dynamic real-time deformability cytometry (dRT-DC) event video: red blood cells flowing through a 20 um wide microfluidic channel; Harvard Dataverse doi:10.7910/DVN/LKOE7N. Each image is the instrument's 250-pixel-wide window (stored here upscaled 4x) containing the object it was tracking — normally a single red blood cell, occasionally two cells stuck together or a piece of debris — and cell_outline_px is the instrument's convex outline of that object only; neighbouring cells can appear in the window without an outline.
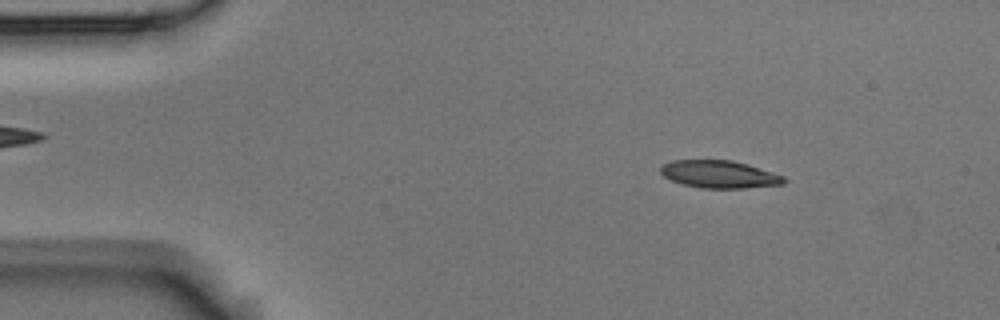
{"species": "Egyptian fruit bat (a non-hibernating species)", "species_latin": "Rousettus aegyptiacus", "temperature_condition": "room temperature", "stored_images_in_passage": 4, "camera_frame_rate_fps": 3000, "um_per_image_px": 0.085, "animal": {"sex": "male"}, "frame": {"image": 1, "passage_image": 2, "time_ms": 0.333, "image_size_px": [1000, 320], "cell_outline_px": [[788, 180], [784, 184], [744, 188], [700, 188], [684, 184], [672, 180], [664, 176], [660, 172], [660, 164], [672, 160], [732, 160], [748, 164], [784, 176]], "centroid_in_image_um": [61.14, 14.81], "position_along_channel_um": 23.9, "area_um2": 19.88}}